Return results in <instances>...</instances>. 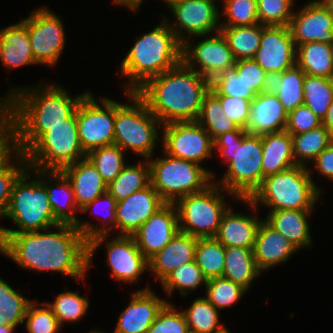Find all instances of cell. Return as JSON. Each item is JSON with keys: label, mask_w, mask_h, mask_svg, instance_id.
<instances>
[{"label": "cell", "mask_w": 333, "mask_h": 333, "mask_svg": "<svg viewBox=\"0 0 333 333\" xmlns=\"http://www.w3.org/2000/svg\"><path fill=\"white\" fill-rule=\"evenodd\" d=\"M49 229L21 233H4L0 252L20 267L36 271H52L77 280L85 278L88 268V241L70 224Z\"/></svg>", "instance_id": "1"}, {"label": "cell", "mask_w": 333, "mask_h": 333, "mask_svg": "<svg viewBox=\"0 0 333 333\" xmlns=\"http://www.w3.org/2000/svg\"><path fill=\"white\" fill-rule=\"evenodd\" d=\"M210 81L183 61L151 78L136 93L162 123L196 121Z\"/></svg>", "instance_id": "2"}, {"label": "cell", "mask_w": 333, "mask_h": 333, "mask_svg": "<svg viewBox=\"0 0 333 333\" xmlns=\"http://www.w3.org/2000/svg\"><path fill=\"white\" fill-rule=\"evenodd\" d=\"M38 87V88H37ZM16 88L14 126L19 133L23 154L46 132L48 127L66 123L86 94L70 97L60 85Z\"/></svg>", "instance_id": "3"}, {"label": "cell", "mask_w": 333, "mask_h": 333, "mask_svg": "<svg viewBox=\"0 0 333 333\" xmlns=\"http://www.w3.org/2000/svg\"><path fill=\"white\" fill-rule=\"evenodd\" d=\"M228 169L218 185L237 199H249L263 182L262 136L238 128L221 134L214 141ZM219 181V182H218Z\"/></svg>", "instance_id": "4"}, {"label": "cell", "mask_w": 333, "mask_h": 333, "mask_svg": "<svg viewBox=\"0 0 333 333\" xmlns=\"http://www.w3.org/2000/svg\"><path fill=\"white\" fill-rule=\"evenodd\" d=\"M141 36L121 62L120 74L130 82L128 92H136L151 78L182 62L183 43L169 27L168 19Z\"/></svg>", "instance_id": "5"}, {"label": "cell", "mask_w": 333, "mask_h": 333, "mask_svg": "<svg viewBox=\"0 0 333 333\" xmlns=\"http://www.w3.org/2000/svg\"><path fill=\"white\" fill-rule=\"evenodd\" d=\"M308 167L296 165L263 179L249 199H238L256 209L263 203L270 211L313 210L320 189L313 182Z\"/></svg>", "instance_id": "6"}, {"label": "cell", "mask_w": 333, "mask_h": 333, "mask_svg": "<svg viewBox=\"0 0 333 333\" xmlns=\"http://www.w3.org/2000/svg\"><path fill=\"white\" fill-rule=\"evenodd\" d=\"M29 171L38 175L33 181H27ZM3 216L10 218L18 230L0 227V249L5 241L4 233L40 231L60 224L55 219L46 188L40 181V169L28 167L18 177L12 189L9 206Z\"/></svg>", "instance_id": "7"}, {"label": "cell", "mask_w": 333, "mask_h": 333, "mask_svg": "<svg viewBox=\"0 0 333 333\" xmlns=\"http://www.w3.org/2000/svg\"><path fill=\"white\" fill-rule=\"evenodd\" d=\"M124 93L132 105L115 101L114 145L150 159L159 138L157 127L162 123L136 92Z\"/></svg>", "instance_id": "8"}, {"label": "cell", "mask_w": 333, "mask_h": 333, "mask_svg": "<svg viewBox=\"0 0 333 333\" xmlns=\"http://www.w3.org/2000/svg\"><path fill=\"white\" fill-rule=\"evenodd\" d=\"M148 160L151 185L167 204H175L186 195L203 191L214 177L201 165L168 154Z\"/></svg>", "instance_id": "9"}, {"label": "cell", "mask_w": 333, "mask_h": 333, "mask_svg": "<svg viewBox=\"0 0 333 333\" xmlns=\"http://www.w3.org/2000/svg\"><path fill=\"white\" fill-rule=\"evenodd\" d=\"M29 168L60 170L86 157L78 137L76 110L66 123L48 127L25 153Z\"/></svg>", "instance_id": "10"}, {"label": "cell", "mask_w": 333, "mask_h": 333, "mask_svg": "<svg viewBox=\"0 0 333 333\" xmlns=\"http://www.w3.org/2000/svg\"><path fill=\"white\" fill-rule=\"evenodd\" d=\"M212 182L203 191L186 195L175 203L180 232L197 238L217 235L221 219L228 207L223 193H220L224 189Z\"/></svg>", "instance_id": "11"}, {"label": "cell", "mask_w": 333, "mask_h": 333, "mask_svg": "<svg viewBox=\"0 0 333 333\" xmlns=\"http://www.w3.org/2000/svg\"><path fill=\"white\" fill-rule=\"evenodd\" d=\"M101 103L102 106L89 91L76 107L78 137L86 154L114 144L115 101L101 97Z\"/></svg>", "instance_id": "12"}, {"label": "cell", "mask_w": 333, "mask_h": 333, "mask_svg": "<svg viewBox=\"0 0 333 333\" xmlns=\"http://www.w3.org/2000/svg\"><path fill=\"white\" fill-rule=\"evenodd\" d=\"M22 22L27 26L36 63L54 66L65 45V32L60 18L42 7Z\"/></svg>", "instance_id": "13"}, {"label": "cell", "mask_w": 333, "mask_h": 333, "mask_svg": "<svg viewBox=\"0 0 333 333\" xmlns=\"http://www.w3.org/2000/svg\"><path fill=\"white\" fill-rule=\"evenodd\" d=\"M162 128L165 154L199 165L212 156L213 140L197 121L172 122Z\"/></svg>", "instance_id": "14"}, {"label": "cell", "mask_w": 333, "mask_h": 333, "mask_svg": "<svg viewBox=\"0 0 333 333\" xmlns=\"http://www.w3.org/2000/svg\"><path fill=\"white\" fill-rule=\"evenodd\" d=\"M212 35L210 37L208 35H198L199 38L203 37L204 40L194 45V47L186 40L182 49V61L190 69H193L209 81H212L224 69L236 62L221 31ZM196 64L199 69H196Z\"/></svg>", "instance_id": "15"}, {"label": "cell", "mask_w": 333, "mask_h": 333, "mask_svg": "<svg viewBox=\"0 0 333 333\" xmlns=\"http://www.w3.org/2000/svg\"><path fill=\"white\" fill-rule=\"evenodd\" d=\"M215 3V0H184L173 5L169 9L176 25L169 22V27L182 43L187 40L185 33L197 37L220 31V11Z\"/></svg>", "instance_id": "16"}, {"label": "cell", "mask_w": 333, "mask_h": 333, "mask_svg": "<svg viewBox=\"0 0 333 333\" xmlns=\"http://www.w3.org/2000/svg\"><path fill=\"white\" fill-rule=\"evenodd\" d=\"M297 47L289 26H263L253 59L271 76L296 65Z\"/></svg>", "instance_id": "17"}, {"label": "cell", "mask_w": 333, "mask_h": 333, "mask_svg": "<svg viewBox=\"0 0 333 333\" xmlns=\"http://www.w3.org/2000/svg\"><path fill=\"white\" fill-rule=\"evenodd\" d=\"M175 204H165L131 236L141 253L149 260L162 250L179 232Z\"/></svg>", "instance_id": "18"}, {"label": "cell", "mask_w": 333, "mask_h": 333, "mask_svg": "<svg viewBox=\"0 0 333 333\" xmlns=\"http://www.w3.org/2000/svg\"><path fill=\"white\" fill-rule=\"evenodd\" d=\"M289 28L296 47L308 42L333 44V17L319 0L294 11Z\"/></svg>", "instance_id": "19"}, {"label": "cell", "mask_w": 333, "mask_h": 333, "mask_svg": "<svg viewBox=\"0 0 333 333\" xmlns=\"http://www.w3.org/2000/svg\"><path fill=\"white\" fill-rule=\"evenodd\" d=\"M166 203L150 184L116 204V228L120 235L131 236Z\"/></svg>", "instance_id": "20"}, {"label": "cell", "mask_w": 333, "mask_h": 333, "mask_svg": "<svg viewBox=\"0 0 333 333\" xmlns=\"http://www.w3.org/2000/svg\"><path fill=\"white\" fill-rule=\"evenodd\" d=\"M107 262L112 277L130 284L148 269V260L141 253L132 236L118 235L106 243Z\"/></svg>", "instance_id": "21"}, {"label": "cell", "mask_w": 333, "mask_h": 333, "mask_svg": "<svg viewBox=\"0 0 333 333\" xmlns=\"http://www.w3.org/2000/svg\"><path fill=\"white\" fill-rule=\"evenodd\" d=\"M167 300L159 298L147 286L136 290L130 303L120 314L114 333H148Z\"/></svg>", "instance_id": "22"}, {"label": "cell", "mask_w": 333, "mask_h": 333, "mask_svg": "<svg viewBox=\"0 0 333 333\" xmlns=\"http://www.w3.org/2000/svg\"><path fill=\"white\" fill-rule=\"evenodd\" d=\"M288 112L272 89L264 91L251 101L249 120L245 132L254 135L284 131Z\"/></svg>", "instance_id": "23"}, {"label": "cell", "mask_w": 333, "mask_h": 333, "mask_svg": "<svg viewBox=\"0 0 333 333\" xmlns=\"http://www.w3.org/2000/svg\"><path fill=\"white\" fill-rule=\"evenodd\" d=\"M60 171L69 180L80 211L107 192V184L87 157L63 167Z\"/></svg>", "instance_id": "24"}, {"label": "cell", "mask_w": 333, "mask_h": 333, "mask_svg": "<svg viewBox=\"0 0 333 333\" xmlns=\"http://www.w3.org/2000/svg\"><path fill=\"white\" fill-rule=\"evenodd\" d=\"M296 251L298 249L289 240L262 220L253 247L255 263L261 273L286 262Z\"/></svg>", "instance_id": "25"}, {"label": "cell", "mask_w": 333, "mask_h": 333, "mask_svg": "<svg viewBox=\"0 0 333 333\" xmlns=\"http://www.w3.org/2000/svg\"><path fill=\"white\" fill-rule=\"evenodd\" d=\"M197 240V237L179 231L162 250L148 260V270L162 282L177 267L195 261Z\"/></svg>", "instance_id": "26"}, {"label": "cell", "mask_w": 333, "mask_h": 333, "mask_svg": "<svg viewBox=\"0 0 333 333\" xmlns=\"http://www.w3.org/2000/svg\"><path fill=\"white\" fill-rule=\"evenodd\" d=\"M44 176L48 179H46V177L43 179ZM40 181L46 188L55 219L60 224H70L76 226L79 218H77L74 213H78L80 210L76 205L74 192L66 176L60 170L40 169ZM52 182H54L56 186L51 184ZM65 209H69L70 212H67Z\"/></svg>", "instance_id": "27"}, {"label": "cell", "mask_w": 333, "mask_h": 333, "mask_svg": "<svg viewBox=\"0 0 333 333\" xmlns=\"http://www.w3.org/2000/svg\"><path fill=\"white\" fill-rule=\"evenodd\" d=\"M262 219L254 216L235 213L228 210L223 214L215 238L224 247H242L253 249L256 234Z\"/></svg>", "instance_id": "28"}, {"label": "cell", "mask_w": 333, "mask_h": 333, "mask_svg": "<svg viewBox=\"0 0 333 333\" xmlns=\"http://www.w3.org/2000/svg\"><path fill=\"white\" fill-rule=\"evenodd\" d=\"M0 60L8 69L36 64L28 29L22 21L0 30Z\"/></svg>", "instance_id": "29"}, {"label": "cell", "mask_w": 333, "mask_h": 333, "mask_svg": "<svg viewBox=\"0 0 333 333\" xmlns=\"http://www.w3.org/2000/svg\"><path fill=\"white\" fill-rule=\"evenodd\" d=\"M261 136L263 178L296 166L290 133L284 130Z\"/></svg>", "instance_id": "30"}, {"label": "cell", "mask_w": 333, "mask_h": 333, "mask_svg": "<svg viewBox=\"0 0 333 333\" xmlns=\"http://www.w3.org/2000/svg\"><path fill=\"white\" fill-rule=\"evenodd\" d=\"M312 211L292 209L269 211L264 220L299 250L303 247H311L307 217Z\"/></svg>", "instance_id": "31"}, {"label": "cell", "mask_w": 333, "mask_h": 333, "mask_svg": "<svg viewBox=\"0 0 333 333\" xmlns=\"http://www.w3.org/2000/svg\"><path fill=\"white\" fill-rule=\"evenodd\" d=\"M105 203V213L106 217L104 218L108 220L107 222L102 221L103 225L101 227H97L92 225L90 222H83L81 220H78V223L76 224V228L79 230V232L85 237V239L88 241V267H90V262H92V256L96 249L103 244L107 236L110 234V230L112 233L113 226L116 227V199L107 191L104 194L98 196L96 199H94L91 203L87 204L85 207L82 208L80 212H87L88 210L96 207V205L100 203ZM92 209L91 211L94 212ZM97 212V211H96ZM95 214V213H94ZM111 224L110 227H108Z\"/></svg>", "instance_id": "32"}, {"label": "cell", "mask_w": 333, "mask_h": 333, "mask_svg": "<svg viewBox=\"0 0 333 333\" xmlns=\"http://www.w3.org/2000/svg\"><path fill=\"white\" fill-rule=\"evenodd\" d=\"M296 64L307 75L333 78V44L315 41L298 45Z\"/></svg>", "instance_id": "33"}, {"label": "cell", "mask_w": 333, "mask_h": 333, "mask_svg": "<svg viewBox=\"0 0 333 333\" xmlns=\"http://www.w3.org/2000/svg\"><path fill=\"white\" fill-rule=\"evenodd\" d=\"M261 275L256 266L253 249L225 247L223 278L231 280L248 290L252 281Z\"/></svg>", "instance_id": "34"}, {"label": "cell", "mask_w": 333, "mask_h": 333, "mask_svg": "<svg viewBox=\"0 0 333 333\" xmlns=\"http://www.w3.org/2000/svg\"><path fill=\"white\" fill-rule=\"evenodd\" d=\"M304 78L297 64L272 77L271 89L288 113L304 104Z\"/></svg>", "instance_id": "35"}, {"label": "cell", "mask_w": 333, "mask_h": 333, "mask_svg": "<svg viewBox=\"0 0 333 333\" xmlns=\"http://www.w3.org/2000/svg\"><path fill=\"white\" fill-rule=\"evenodd\" d=\"M143 163V164H142ZM151 184L150 163L144 159L138 165H126L121 173L107 185V191L120 201Z\"/></svg>", "instance_id": "36"}, {"label": "cell", "mask_w": 333, "mask_h": 333, "mask_svg": "<svg viewBox=\"0 0 333 333\" xmlns=\"http://www.w3.org/2000/svg\"><path fill=\"white\" fill-rule=\"evenodd\" d=\"M263 26L258 23L252 26L220 27L235 60L254 57L260 47Z\"/></svg>", "instance_id": "37"}, {"label": "cell", "mask_w": 333, "mask_h": 333, "mask_svg": "<svg viewBox=\"0 0 333 333\" xmlns=\"http://www.w3.org/2000/svg\"><path fill=\"white\" fill-rule=\"evenodd\" d=\"M182 312L189 333H225L228 331L224 325L219 324V310L205 297H198L187 310Z\"/></svg>", "instance_id": "38"}, {"label": "cell", "mask_w": 333, "mask_h": 333, "mask_svg": "<svg viewBox=\"0 0 333 333\" xmlns=\"http://www.w3.org/2000/svg\"><path fill=\"white\" fill-rule=\"evenodd\" d=\"M332 141L333 137L323 124L305 133L292 135L293 156L296 165L306 167L304 161H314Z\"/></svg>", "instance_id": "39"}, {"label": "cell", "mask_w": 333, "mask_h": 333, "mask_svg": "<svg viewBox=\"0 0 333 333\" xmlns=\"http://www.w3.org/2000/svg\"><path fill=\"white\" fill-rule=\"evenodd\" d=\"M196 121L209 133L213 141L221 134L239 128L231 118L226 117L220 100L211 91L204 96Z\"/></svg>", "instance_id": "40"}, {"label": "cell", "mask_w": 333, "mask_h": 333, "mask_svg": "<svg viewBox=\"0 0 333 333\" xmlns=\"http://www.w3.org/2000/svg\"><path fill=\"white\" fill-rule=\"evenodd\" d=\"M195 262L207 280L222 277L225 265V247L215 237L198 238Z\"/></svg>", "instance_id": "41"}, {"label": "cell", "mask_w": 333, "mask_h": 333, "mask_svg": "<svg viewBox=\"0 0 333 333\" xmlns=\"http://www.w3.org/2000/svg\"><path fill=\"white\" fill-rule=\"evenodd\" d=\"M303 94L304 105L323 120L333 101V78L305 74Z\"/></svg>", "instance_id": "42"}, {"label": "cell", "mask_w": 333, "mask_h": 333, "mask_svg": "<svg viewBox=\"0 0 333 333\" xmlns=\"http://www.w3.org/2000/svg\"><path fill=\"white\" fill-rule=\"evenodd\" d=\"M125 151L117 145L100 147L89 151L86 157L95 166L103 181L110 184L126 166Z\"/></svg>", "instance_id": "43"}, {"label": "cell", "mask_w": 333, "mask_h": 333, "mask_svg": "<svg viewBox=\"0 0 333 333\" xmlns=\"http://www.w3.org/2000/svg\"><path fill=\"white\" fill-rule=\"evenodd\" d=\"M31 301L0 278V324L15 327L24 324L26 310Z\"/></svg>", "instance_id": "44"}, {"label": "cell", "mask_w": 333, "mask_h": 333, "mask_svg": "<svg viewBox=\"0 0 333 333\" xmlns=\"http://www.w3.org/2000/svg\"><path fill=\"white\" fill-rule=\"evenodd\" d=\"M210 91L214 95L253 100L257 94L248 86L242 74H238L235 64L224 69L217 77L210 81Z\"/></svg>", "instance_id": "45"}, {"label": "cell", "mask_w": 333, "mask_h": 333, "mask_svg": "<svg viewBox=\"0 0 333 333\" xmlns=\"http://www.w3.org/2000/svg\"><path fill=\"white\" fill-rule=\"evenodd\" d=\"M161 283L169 296L174 289H178L181 295L186 296L189 294V290L199 288L202 283L206 285L207 279L196 262L192 261L177 267Z\"/></svg>", "instance_id": "46"}, {"label": "cell", "mask_w": 333, "mask_h": 333, "mask_svg": "<svg viewBox=\"0 0 333 333\" xmlns=\"http://www.w3.org/2000/svg\"><path fill=\"white\" fill-rule=\"evenodd\" d=\"M55 302H46L55 314L60 326L65 322L79 321L89 307V301L76 292L66 291L57 295Z\"/></svg>", "instance_id": "47"}, {"label": "cell", "mask_w": 333, "mask_h": 333, "mask_svg": "<svg viewBox=\"0 0 333 333\" xmlns=\"http://www.w3.org/2000/svg\"><path fill=\"white\" fill-rule=\"evenodd\" d=\"M205 297L216 309L220 310L236 303L246 293V289L223 277L207 280Z\"/></svg>", "instance_id": "48"}, {"label": "cell", "mask_w": 333, "mask_h": 333, "mask_svg": "<svg viewBox=\"0 0 333 333\" xmlns=\"http://www.w3.org/2000/svg\"><path fill=\"white\" fill-rule=\"evenodd\" d=\"M223 9L228 21L220 27L252 26L259 23L258 0H223Z\"/></svg>", "instance_id": "49"}, {"label": "cell", "mask_w": 333, "mask_h": 333, "mask_svg": "<svg viewBox=\"0 0 333 333\" xmlns=\"http://www.w3.org/2000/svg\"><path fill=\"white\" fill-rule=\"evenodd\" d=\"M293 0H258L257 16L264 26H289Z\"/></svg>", "instance_id": "50"}, {"label": "cell", "mask_w": 333, "mask_h": 333, "mask_svg": "<svg viewBox=\"0 0 333 333\" xmlns=\"http://www.w3.org/2000/svg\"><path fill=\"white\" fill-rule=\"evenodd\" d=\"M36 302V303H35ZM36 299L31 301L25 314L26 328L29 333H58L61 326L46 302L40 303L42 308L36 307Z\"/></svg>", "instance_id": "51"}, {"label": "cell", "mask_w": 333, "mask_h": 333, "mask_svg": "<svg viewBox=\"0 0 333 333\" xmlns=\"http://www.w3.org/2000/svg\"><path fill=\"white\" fill-rule=\"evenodd\" d=\"M148 333H189V329L183 312H178L167 302L159 311Z\"/></svg>", "instance_id": "52"}, {"label": "cell", "mask_w": 333, "mask_h": 333, "mask_svg": "<svg viewBox=\"0 0 333 333\" xmlns=\"http://www.w3.org/2000/svg\"><path fill=\"white\" fill-rule=\"evenodd\" d=\"M14 153V155H12ZM24 154L20 147L19 133L13 121L0 123V168H10L15 162L13 156L22 157Z\"/></svg>", "instance_id": "53"}, {"label": "cell", "mask_w": 333, "mask_h": 333, "mask_svg": "<svg viewBox=\"0 0 333 333\" xmlns=\"http://www.w3.org/2000/svg\"><path fill=\"white\" fill-rule=\"evenodd\" d=\"M236 70L256 94L271 89L272 77L253 58L236 60Z\"/></svg>", "instance_id": "54"}, {"label": "cell", "mask_w": 333, "mask_h": 333, "mask_svg": "<svg viewBox=\"0 0 333 333\" xmlns=\"http://www.w3.org/2000/svg\"><path fill=\"white\" fill-rule=\"evenodd\" d=\"M15 159L14 161H17V163L12 167L0 168V213L2 215L9 206L15 181L28 168L24 155L22 157H15Z\"/></svg>", "instance_id": "55"}, {"label": "cell", "mask_w": 333, "mask_h": 333, "mask_svg": "<svg viewBox=\"0 0 333 333\" xmlns=\"http://www.w3.org/2000/svg\"><path fill=\"white\" fill-rule=\"evenodd\" d=\"M320 125H322V120L303 104L288 113L285 130L291 135H296L310 131Z\"/></svg>", "instance_id": "56"}, {"label": "cell", "mask_w": 333, "mask_h": 333, "mask_svg": "<svg viewBox=\"0 0 333 333\" xmlns=\"http://www.w3.org/2000/svg\"><path fill=\"white\" fill-rule=\"evenodd\" d=\"M215 96L220 100L226 117L231 118L238 127L245 129L249 120L252 100L225 95Z\"/></svg>", "instance_id": "57"}, {"label": "cell", "mask_w": 333, "mask_h": 333, "mask_svg": "<svg viewBox=\"0 0 333 333\" xmlns=\"http://www.w3.org/2000/svg\"><path fill=\"white\" fill-rule=\"evenodd\" d=\"M317 171L329 180H333V141L314 160Z\"/></svg>", "instance_id": "58"}, {"label": "cell", "mask_w": 333, "mask_h": 333, "mask_svg": "<svg viewBox=\"0 0 333 333\" xmlns=\"http://www.w3.org/2000/svg\"><path fill=\"white\" fill-rule=\"evenodd\" d=\"M15 115V90L8 91V95L0 101V123L13 121Z\"/></svg>", "instance_id": "59"}, {"label": "cell", "mask_w": 333, "mask_h": 333, "mask_svg": "<svg viewBox=\"0 0 333 333\" xmlns=\"http://www.w3.org/2000/svg\"><path fill=\"white\" fill-rule=\"evenodd\" d=\"M322 124L329 130L330 135L333 137V101L331 102L328 111L322 120Z\"/></svg>", "instance_id": "60"}, {"label": "cell", "mask_w": 333, "mask_h": 333, "mask_svg": "<svg viewBox=\"0 0 333 333\" xmlns=\"http://www.w3.org/2000/svg\"><path fill=\"white\" fill-rule=\"evenodd\" d=\"M143 0H113L114 3H117L119 5L126 6L130 8L133 11H137L139 7L141 6L140 4L142 3Z\"/></svg>", "instance_id": "61"}, {"label": "cell", "mask_w": 333, "mask_h": 333, "mask_svg": "<svg viewBox=\"0 0 333 333\" xmlns=\"http://www.w3.org/2000/svg\"><path fill=\"white\" fill-rule=\"evenodd\" d=\"M333 17V0H319Z\"/></svg>", "instance_id": "62"}, {"label": "cell", "mask_w": 333, "mask_h": 333, "mask_svg": "<svg viewBox=\"0 0 333 333\" xmlns=\"http://www.w3.org/2000/svg\"><path fill=\"white\" fill-rule=\"evenodd\" d=\"M15 326L3 325L0 324V333H13Z\"/></svg>", "instance_id": "63"}, {"label": "cell", "mask_w": 333, "mask_h": 333, "mask_svg": "<svg viewBox=\"0 0 333 333\" xmlns=\"http://www.w3.org/2000/svg\"><path fill=\"white\" fill-rule=\"evenodd\" d=\"M181 1H184V0H164V2L167 4V6L169 8H171L173 5H175Z\"/></svg>", "instance_id": "64"}, {"label": "cell", "mask_w": 333, "mask_h": 333, "mask_svg": "<svg viewBox=\"0 0 333 333\" xmlns=\"http://www.w3.org/2000/svg\"><path fill=\"white\" fill-rule=\"evenodd\" d=\"M89 333H104L103 331H98V330H91Z\"/></svg>", "instance_id": "65"}]
</instances>
